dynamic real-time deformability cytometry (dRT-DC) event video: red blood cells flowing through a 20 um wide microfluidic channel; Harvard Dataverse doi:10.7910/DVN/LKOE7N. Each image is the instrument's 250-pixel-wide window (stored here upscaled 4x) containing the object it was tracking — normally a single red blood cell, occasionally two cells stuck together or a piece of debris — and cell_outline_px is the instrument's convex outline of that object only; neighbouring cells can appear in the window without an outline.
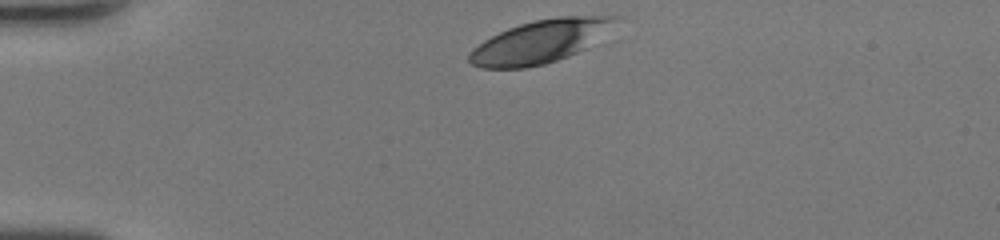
{"species": "human", "species_latin": "Homo sapiens", "temperature_condition": "room temperature", "stored_images_in_passage": 29, "camera_frame_rate_fps": 3000, "um_per_image_px": 0.085, "donor": {"sex": "female"}, "frame": {"image": 1, "passage_image": 1, "time_ms": 0.0, "image_size_px": [1000, 240], "cell_outline_px": [[624, 16], [584, 48], [568, 56], [544, 64], [524, 68], [480, 68], [472, 64], [468, 60], [468, 52], [472, 48], [484, 40], [508, 28], [532, 20], [556, 16]], "centroid_in_image_um": [45.84, 3.52], "position_along_channel_um": 39.2, "area_um2": 36.13}}
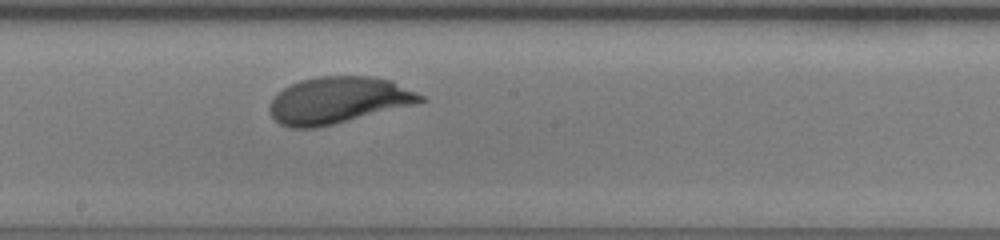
{"frame": {"image": 2, "passage_image": 17, "time_ms": 5.333, "image_size_px": [1000, 240], "cell_outline_px": [[428, 100], [416, 104], [316, 128], [292, 128], [280, 124], [272, 116], [268, 108], [268, 104], [284, 88], [300, 80], [320, 76], [372, 76], [392, 80], [424, 96]], "centroid_in_image_um": [28.77, 8.51], "position_along_channel_um": 219.4, "area_um2": 40.86}}
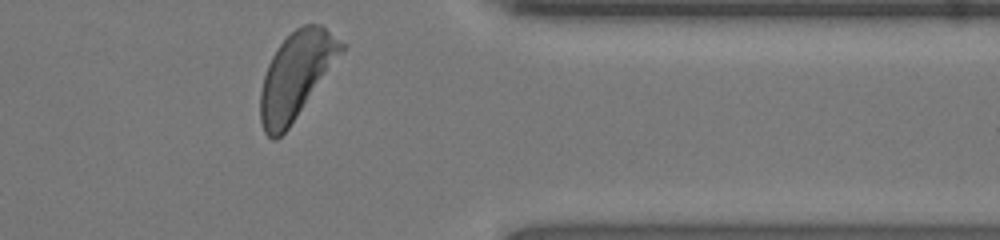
{"frame": {"image": 3, "passage_image": 29, "time_ms": 9.333, "image_size_px": [1000, 240], "cell_outline_px": [[348, 44], [288, 128], [276, 140], [272, 140], [264, 132], [260, 120], [260, 92], [264, 76], [268, 64], [272, 56], [280, 44], [296, 28], [304, 24], [320, 24]], "centroid_in_image_um": [25.17, 6.39], "position_along_channel_um": 386.2, "area_um2": 40.06}, "authors_computed_cell_mechanics": {"area_um2": 40.4022, "velocity_mm_per_s": 4.3917, "shape_relaxation_time_tau1_ms": 2.1105, "shape_relaxation_time_tau2_ms": null, "deformation_change_tau1": 0.1429, "deformation_change_tau2": null}}